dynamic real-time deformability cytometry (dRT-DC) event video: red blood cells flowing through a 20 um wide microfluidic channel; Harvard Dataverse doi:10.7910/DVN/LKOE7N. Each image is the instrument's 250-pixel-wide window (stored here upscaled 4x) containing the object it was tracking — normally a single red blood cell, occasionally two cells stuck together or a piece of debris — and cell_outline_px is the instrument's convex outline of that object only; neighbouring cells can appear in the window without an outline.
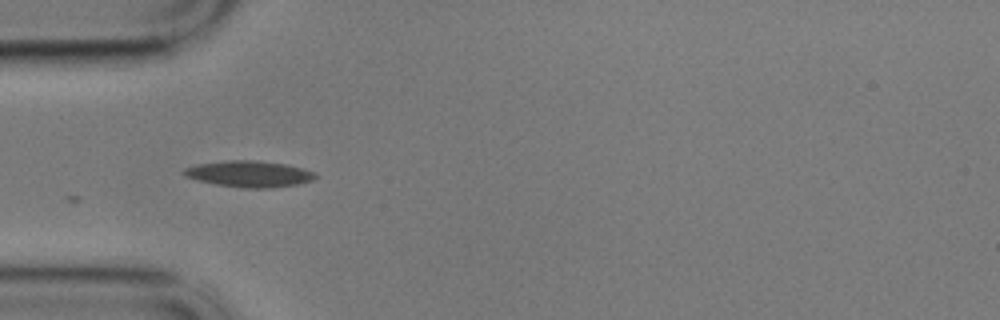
{"species": "common noctule bat (a hibernating species)", "species_latin": "Nyctalus noctula", "temperature_condition": "cold", "stored_images_in_passage": 19, "camera_frame_rate_fps": 3000, "um_per_image_px": 0.085, "animal": {"sex": "male", "body_mass_g": 17.9}, "frame": {"image": 1, "passage_image": 1, "time_ms": 0.0, "image_size_px": [1000, 320], "cell_outline_px": [[320, 176], [312, 180], [300, 184], [272, 188], [244, 188], [216, 184], [184, 176], [180, 172], [184, 168], [196, 164], [228, 160], [260, 160], [288, 164], [316, 172]], "centroid_in_image_um": [21.23, 14.77], "position_along_channel_um": 63.8, "area_um2": 20.46}}
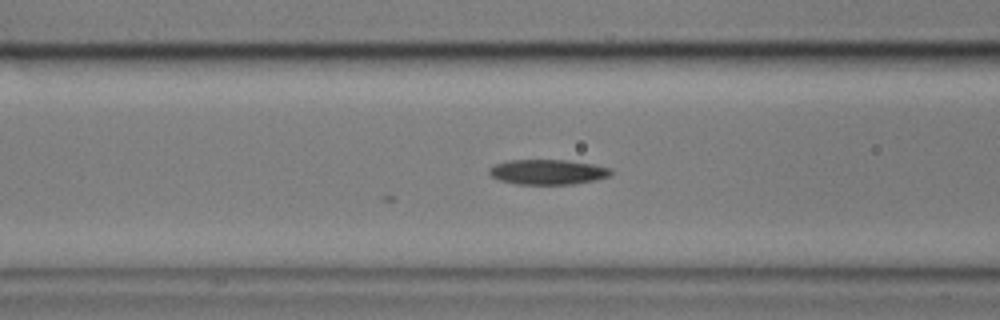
{"frame": {"image": 2, "passage_image": 6, "time_ms": 1.667, "image_size_px": [1000, 320], "cell_outline_px": [[612, 172], [608, 176], [596, 180], [572, 184], [516, 184], [500, 180], [492, 176], [488, 172], [488, 168], [496, 164], [508, 160], [564, 160], [592, 164], [612, 168]], "centroid_in_image_um": [46.55, 14.62], "position_along_channel_um": 120.1, "area_um2": 17.69}}